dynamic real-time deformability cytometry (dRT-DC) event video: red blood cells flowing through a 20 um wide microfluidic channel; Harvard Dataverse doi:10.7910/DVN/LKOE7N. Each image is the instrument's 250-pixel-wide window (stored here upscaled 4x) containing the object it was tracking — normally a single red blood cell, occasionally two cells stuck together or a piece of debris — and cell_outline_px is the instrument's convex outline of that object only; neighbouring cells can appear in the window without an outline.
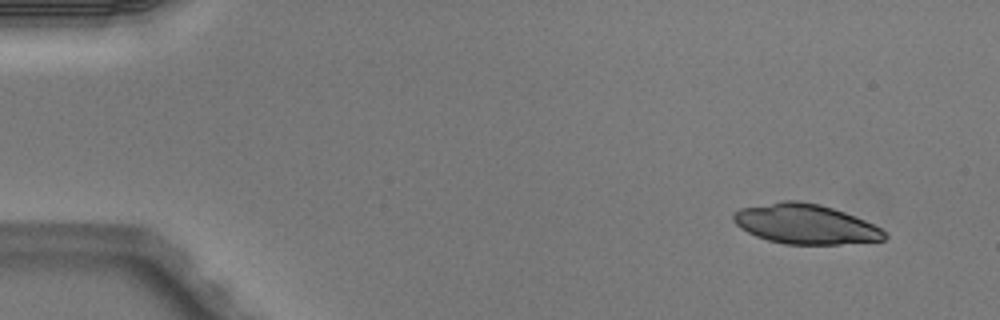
{"species": "Egyptian fruit bat (a non-hibernating species)", "species_latin": "Rousettus aegyptiacus", "temperature_condition": "warm", "stored_images_in_passage": 3, "camera_frame_rate_fps": 3000, "um_per_image_px": 0.085, "animal": {"sex": "male"}, "frame": {"image": 1, "passage_image": 1, "time_ms": 0.0, "image_size_px": [1000, 320], "cell_outline_px": [[888, 236], [884, 240], [840, 244], [784, 244], [768, 240], [756, 236], [740, 228], [732, 220], [732, 212], [740, 208], [780, 200], [796, 200], [820, 204], [844, 212], [864, 220], [888, 232]], "centroid_in_image_um": [68.43, 19.04], "position_along_channel_um": 16.6, "area_um2": 35.2}}